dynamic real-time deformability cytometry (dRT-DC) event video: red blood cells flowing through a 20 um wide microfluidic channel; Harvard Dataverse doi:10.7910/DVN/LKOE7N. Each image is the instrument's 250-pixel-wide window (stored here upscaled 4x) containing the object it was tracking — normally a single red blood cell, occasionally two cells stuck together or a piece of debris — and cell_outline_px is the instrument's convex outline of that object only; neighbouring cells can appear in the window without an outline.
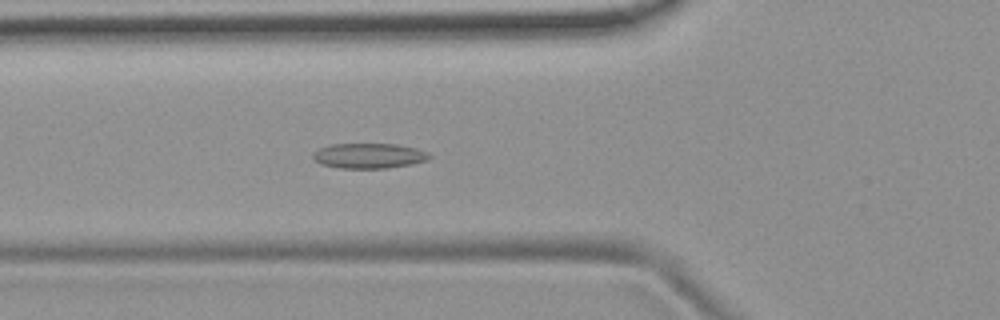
{"species": "common noctule bat (a hibernating species)", "species_latin": "Nyctalus noctula", "temperature_condition": "room temperature", "stored_images_in_passage": 47, "camera_frame_rate_fps": 3000, "um_per_image_px": 0.085, "animal": {"sex": "female", "body_mass_g": 19.9}, "frame": {"image": 1, "passage_image": 13, "time_ms": 4.0, "image_size_px": [1000, 320], "cell_outline_px": [[432, 156], [428, 160], [412, 164], [388, 168], [340, 168], [320, 164], [312, 156], [312, 152], [320, 148], [332, 144], [396, 144], [416, 148], [428, 152]], "centroid_in_image_um": [31.38, 13.24], "position_along_channel_um": 94.4, "area_um2": 17.11}}
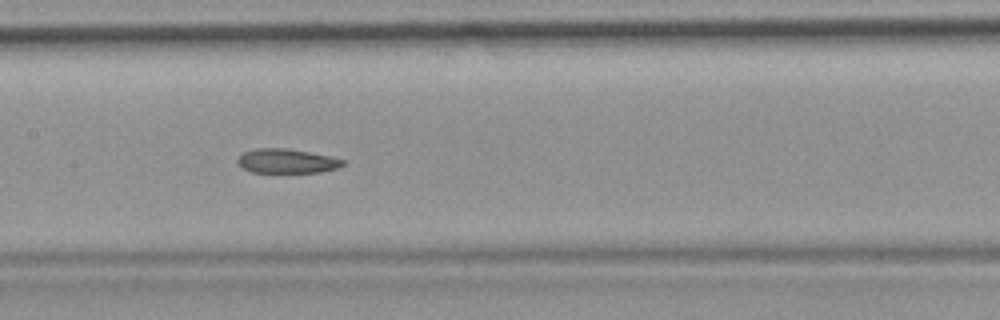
{"frame": {"image": 2, "passage_image": 20, "time_ms": 6.333, "image_size_px": [1000, 320], "cell_outline_px": [[344, 164], [340, 168], [320, 172], [252, 172], [240, 168], [236, 164], [236, 160], [244, 152], [256, 148], [288, 148], [332, 156], [344, 160]], "centroid_in_image_um": [24.37, 13.69], "position_along_channel_um": 183.0, "area_um2": 15.14}}
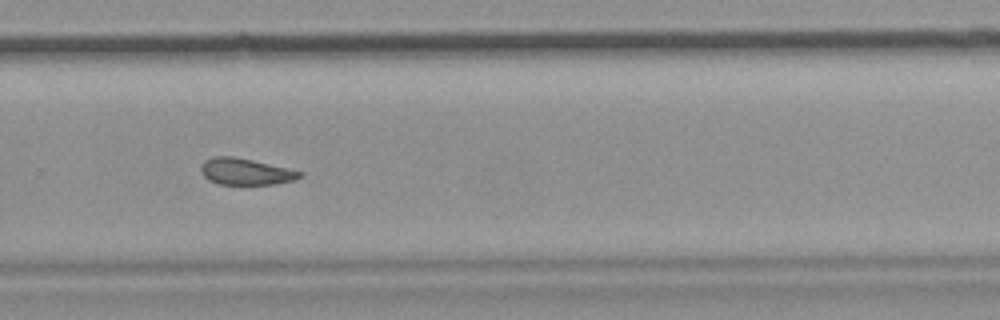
{"frame": {"image": 3, "passage_image": 30, "time_ms": 9.667, "image_size_px": [1000, 320], "cell_outline_px": [[304, 176], [292, 180], [276, 184], [216, 184], [208, 180], [200, 172], [200, 164], [204, 160], [212, 156], [232, 156], [252, 160], [288, 168], [304, 172]], "centroid_in_image_um": [20.84, 14.58], "position_along_channel_um": 309.0, "area_um2": 15.43}, "authors_computed_cell_mechanics": {"area_um2": 16.2996, "velocity_mm_per_s": 3.7971, "shape_relaxation_time_tau1_ms": null, "shape_relaxation_time_tau2_ms": 11.372, "deformation_change_tau1": null, "deformation_change_tau2": 0.1896}}